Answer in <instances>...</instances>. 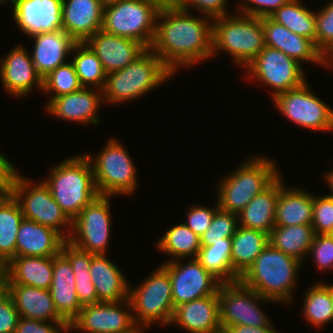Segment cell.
Segmentation results:
<instances>
[{"mask_svg": "<svg viewBox=\"0 0 333 333\" xmlns=\"http://www.w3.org/2000/svg\"><path fill=\"white\" fill-rule=\"evenodd\" d=\"M85 43L97 55L107 74L125 68L147 50L134 39L109 34L103 30L90 36Z\"/></svg>", "mask_w": 333, "mask_h": 333, "instance_id": "cell-20", "label": "cell"}, {"mask_svg": "<svg viewBox=\"0 0 333 333\" xmlns=\"http://www.w3.org/2000/svg\"><path fill=\"white\" fill-rule=\"evenodd\" d=\"M71 54H74L71 62L74 64L81 85L102 90L107 73L92 49L85 42H77Z\"/></svg>", "mask_w": 333, "mask_h": 333, "instance_id": "cell-40", "label": "cell"}, {"mask_svg": "<svg viewBox=\"0 0 333 333\" xmlns=\"http://www.w3.org/2000/svg\"><path fill=\"white\" fill-rule=\"evenodd\" d=\"M135 288H129V300L133 318L141 328L150 327L156 322L170 325L174 304L172 287L168 271L160 265Z\"/></svg>", "mask_w": 333, "mask_h": 333, "instance_id": "cell-8", "label": "cell"}, {"mask_svg": "<svg viewBox=\"0 0 333 333\" xmlns=\"http://www.w3.org/2000/svg\"><path fill=\"white\" fill-rule=\"evenodd\" d=\"M143 330H146V328H138L135 332L133 333H144Z\"/></svg>", "mask_w": 333, "mask_h": 333, "instance_id": "cell-59", "label": "cell"}, {"mask_svg": "<svg viewBox=\"0 0 333 333\" xmlns=\"http://www.w3.org/2000/svg\"><path fill=\"white\" fill-rule=\"evenodd\" d=\"M99 1L105 7L107 5L117 3L118 1H121V0H99Z\"/></svg>", "mask_w": 333, "mask_h": 333, "instance_id": "cell-57", "label": "cell"}, {"mask_svg": "<svg viewBox=\"0 0 333 333\" xmlns=\"http://www.w3.org/2000/svg\"><path fill=\"white\" fill-rule=\"evenodd\" d=\"M231 240V266L241 277L269 244V234L261 230L238 226Z\"/></svg>", "mask_w": 333, "mask_h": 333, "instance_id": "cell-32", "label": "cell"}, {"mask_svg": "<svg viewBox=\"0 0 333 333\" xmlns=\"http://www.w3.org/2000/svg\"><path fill=\"white\" fill-rule=\"evenodd\" d=\"M239 226L238 215L222 209L215 212L210 227L200 236L201 246L218 242L223 238H232Z\"/></svg>", "mask_w": 333, "mask_h": 333, "instance_id": "cell-42", "label": "cell"}, {"mask_svg": "<svg viewBox=\"0 0 333 333\" xmlns=\"http://www.w3.org/2000/svg\"><path fill=\"white\" fill-rule=\"evenodd\" d=\"M238 4V13L254 16V17H269L275 10L279 9L284 4L291 0H240ZM247 2V3H246ZM246 3V4H244Z\"/></svg>", "mask_w": 333, "mask_h": 333, "instance_id": "cell-48", "label": "cell"}, {"mask_svg": "<svg viewBox=\"0 0 333 333\" xmlns=\"http://www.w3.org/2000/svg\"><path fill=\"white\" fill-rule=\"evenodd\" d=\"M156 3L160 8L178 6L180 0H149Z\"/></svg>", "mask_w": 333, "mask_h": 333, "instance_id": "cell-54", "label": "cell"}, {"mask_svg": "<svg viewBox=\"0 0 333 333\" xmlns=\"http://www.w3.org/2000/svg\"><path fill=\"white\" fill-rule=\"evenodd\" d=\"M275 161L262 156H254L241 163L219 181L217 202L219 208L238 214L254 196L268 188L281 173Z\"/></svg>", "mask_w": 333, "mask_h": 333, "instance_id": "cell-6", "label": "cell"}, {"mask_svg": "<svg viewBox=\"0 0 333 333\" xmlns=\"http://www.w3.org/2000/svg\"><path fill=\"white\" fill-rule=\"evenodd\" d=\"M30 38L34 40L32 54L30 53L32 62L42 78L67 63L69 59L66 57L77 43L63 29L36 34Z\"/></svg>", "mask_w": 333, "mask_h": 333, "instance_id": "cell-24", "label": "cell"}, {"mask_svg": "<svg viewBox=\"0 0 333 333\" xmlns=\"http://www.w3.org/2000/svg\"><path fill=\"white\" fill-rule=\"evenodd\" d=\"M232 240L223 238L211 245L201 246L197 260L222 283L235 282L240 276L232 269L230 254Z\"/></svg>", "mask_w": 333, "mask_h": 333, "instance_id": "cell-37", "label": "cell"}, {"mask_svg": "<svg viewBox=\"0 0 333 333\" xmlns=\"http://www.w3.org/2000/svg\"><path fill=\"white\" fill-rule=\"evenodd\" d=\"M110 198L99 195L86 205L72 220L67 241L93 255H107L112 225Z\"/></svg>", "mask_w": 333, "mask_h": 333, "instance_id": "cell-13", "label": "cell"}, {"mask_svg": "<svg viewBox=\"0 0 333 333\" xmlns=\"http://www.w3.org/2000/svg\"><path fill=\"white\" fill-rule=\"evenodd\" d=\"M90 277L99 302H121L129 298L131 285L106 254H92Z\"/></svg>", "mask_w": 333, "mask_h": 333, "instance_id": "cell-27", "label": "cell"}, {"mask_svg": "<svg viewBox=\"0 0 333 333\" xmlns=\"http://www.w3.org/2000/svg\"><path fill=\"white\" fill-rule=\"evenodd\" d=\"M0 60V81L13 97H25L33 88L43 89V78L38 74L31 55L23 45L13 47Z\"/></svg>", "mask_w": 333, "mask_h": 333, "instance_id": "cell-17", "label": "cell"}, {"mask_svg": "<svg viewBox=\"0 0 333 333\" xmlns=\"http://www.w3.org/2000/svg\"><path fill=\"white\" fill-rule=\"evenodd\" d=\"M49 291L58 314L70 325L82 306L77 299L73 269L61 253L53 256V279Z\"/></svg>", "mask_w": 333, "mask_h": 333, "instance_id": "cell-26", "label": "cell"}, {"mask_svg": "<svg viewBox=\"0 0 333 333\" xmlns=\"http://www.w3.org/2000/svg\"><path fill=\"white\" fill-rule=\"evenodd\" d=\"M249 81L253 78L272 88L271 98L302 86L307 80L297 60L280 50L265 48L245 67Z\"/></svg>", "mask_w": 333, "mask_h": 333, "instance_id": "cell-12", "label": "cell"}, {"mask_svg": "<svg viewBox=\"0 0 333 333\" xmlns=\"http://www.w3.org/2000/svg\"><path fill=\"white\" fill-rule=\"evenodd\" d=\"M309 254L319 270L333 269V234H315Z\"/></svg>", "mask_w": 333, "mask_h": 333, "instance_id": "cell-45", "label": "cell"}, {"mask_svg": "<svg viewBox=\"0 0 333 333\" xmlns=\"http://www.w3.org/2000/svg\"><path fill=\"white\" fill-rule=\"evenodd\" d=\"M332 300H333V284H332Z\"/></svg>", "mask_w": 333, "mask_h": 333, "instance_id": "cell-60", "label": "cell"}, {"mask_svg": "<svg viewBox=\"0 0 333 333\" xmlns=\"http://www.w3.org/2000/svg\"><path fill=\"white\" fill-rule=\"evenodd\" d=\"M104 6L99 0H62V26L76 42L102 30Z\"/></svg>", "mask_w": 333, "mask_h": 333, "instance_id": "cell-23", "label": "cell"}, {"mask_svg": "<svg viewBox=\"0 0 333 333\" xmlns=\"http://www.w3.org/2000/svg\"><path fill=\"white\" fill-rule=\"evenodd\" d=\"M131 310L129 298L121 302H98L83 306L69 325V332L74 329L84 333H133L139 327Z\"/></svg>", "mask_w": 333, "mask_h": 333, "instance_id": "cell-15", "label": "cell"}, {"mask_svg": "<svg viewBox=\"0 0 333 333\" xmlns=\"http://www.w3.org/2000/svg\"><path fill=\"white\" fill-rule=\"evenodd\" d=\"M92 157L87 154L94 173L97 191L102 196L132 195L137 189V169L128 151L118 139L110 138Z\"/></svg>", "mask_w": 333, "mask_h": 333, "instance_id": "cell-7", "label": "cell"}, {"mask_svg": "<svg viewBox=\"0 0 333 333\" xmlns=\"http://www.w3.org/2000/svg\"><path fill=\"white\" fill-rule=\"evenodd\" d=\"M9 284L49 290L53 279V256H16L7 264Z\"/></svg>", "mask_w": 333, "mask_h": 333, "instance_id": "cell-31", "label": "cell"}, {"mask_svg": "<svg viewBox=\"0 0 333 333\" xmlns=\"http://www.w3.org/2000/svg\"><path fill=\"white\" fill-rule=\"evenodd\" d=\"M162 266L169 273L174 308L195 299L217 294L222 283L196 258H190L187 264L181 263L178 259L166 261Z\"/></svg>", "mask_w": 333, "mask_h": 333, "instance_id": "cell-16", "label": "cell"}, {"mask_svg": "<svg viewBox=\"0 0 333 333\" xmlns=\"http://www.w3.org/2000/svg\"><path fill=\"white\" fill-rule=\"evenodd\" d=\"M160 7L149 0H121L103 9L102 30L134 39L150 49Z\"/></svg>", "mask_w": 333, "mask_h": 333, "instance_id": "cell-9", "label": "cell"}, {"mask_svg": "<svg viewBox=\"0 0 333 333\" xmlns=\"http://www.w3.org/2000/svg\"><path fill=\"white\" fill-rule=\"evenodd\" d=\"M82 88L74 64L70 60L43 78L42 92L51 94L48 102L53 98L77 92Z\"/></svg>", "mask_w": 333, "mask_h": 333, "instance_id": "cell-41", "label": "cell"}, {"mask_svg": "<svg viewBox=\"0 0 333 333\" xmlns=\"http://www.w3.org/2000/svg\"><path fill=\"white\" fill-rule=\"evenodd\" d=\"M18 173L14 175L11 194L18 201L24 218L58 231L67 240L72 220L53 199L50 188L44 181L35 184Z\"/></svg>", "mask_w": 333, "mask_h": 333, "instance_id": "cell-10", "label": "cell"}, {"mask_svg": "<svg viewBox=\"0 0 333 333\" xmlns=\"http://www.w3.org/2000/svg\"><path fill=\"white\" fill-rule=\"evenodd\" d=\"M160 252L171 256V260L197 258L201 248L200 237L184 222L170 227L156 243Z\"/></svg>", "mask_w": 333, "mask_h": 333, "instance_id": "cell-36", "label": "cell"}, {"mask_svg": "<svg viewBox=\"0 0 333 333\" xmlns=\"http://www.w3.org/2000/svg\"><path fill=\"white\" fill-rule=\"evenodd\" d=\"M279 192L280 176L268 188L254 196L244 209L237 214L239 226L270 234L275 227Z\"/></svg>", "mask_w": 333, "mask_h": 333, "instance_id": "cell-30", "label": "cell"}, {"mask_svg": "<svg viewBox=\"0 0 333 333\" xmlns=\"http://www.w3.org/2000/svg\"><path fill=\"white\" fill-rule=\"evenodd\" d=\"M172 75L162 60L147 49L125 68L108 73L102 89L104 103L118 104L143 97Z\"/></svg>", "mask_w": 333, "mask_h": 333, "instance_id": "cell-4", "label": "cell"}, {"mask_svg": "<svg viewBox=\"0 0 333 333\" xmlns=\"http://www.w3.org/2000/svg\"><path fill=\"white\" fill-rule=\"evenodd\" d=\"M67 333L68 323L45 322L20 317L15 333Z\"/></svg>", "mask_w": 333, "mask_h": 333, "instance_id": "cell-49", "label": "cell"}, {"mask_svg": "<svg viewBox=\"0 0 333 333\" xmlns=\"http://www.w3.org/2000/svg\"><path fill=\"white\" fill-rule=\"evenodd\" d=\"M280 175V192L276 204L275 226L311 225L313 194L306 189L283 184Z\"/></svg>", "mask_w": 333, "mask_h": 333, "instance_id": "cell-29", "label": "cell"}, {"mask_svg": "<svg viewBox=\"0 0 333 333\" xmlns=\"http://www.w3.org/2000/svg\"><path fill=\"white\" fill-rule=\"evenodd\" d=\"M191 12L174 6L161 8L157 15L150 49L174 74L181 67L189 68L212 58L213 19L196 17Z\"/></svg>", "mask_w": 333, "mask_h": 333, "instance_id": "cell-1", "label": "cell"}, {"mask_svg": "<svg viewBox=\"0 0 333 333\" xmlns=\"http://www.w3.org/2000/svg\"><path fill=\"white\" fill-rule=\"evenodd\" d=\"M332 66H333V51L326 57V67L332 68Z\"/></svg>", "mask_w": 333, "mask_h": 333, "instance_id": "cell-56", "label": "cell"}, {"mask_svg": "<svg viewBox=\"0 0 333 333\" xmlns=\"http://www.w3.org/2000/svg\"><path fill=\"white\" fill-rule=\"evenodd\" d=\"M65 241L58 231L23 218L17 233L16 256H56Z\"/></svg>", "mask_w": 333, "mask_h": 333, "instance_id": "cell-25", "label": "cell"}, {"mask_svg": "<svg viewBox=\"0 0 333 333\" xmlns=\"http://www.w3.org/2000/svg\"><path fill=\"white\" fill-rule=\"evenodd\" d=\"M315 236L311 225L275 226L269 234V243L284 254L303 263L309 254Z\"/></svg>", "mask_w": 333, "mask_h": 333, "instance_id": "cell-35", "label": "cell"}, {"mask_svg": "<svg viewBox=\"0 0 333 333\" xmlns=\"http://www.w3.org/2000/svg\"><path fill=\"white\" fill-rule=\"evenodd\" d=\"M218 297L222 331L233 325L264 327L272 324L260 307L262 306L260 302L275 303L276 301L260 296L240 280L221 283Z\"/></svg>", "mask_w": 333, "mask_h": 333, "instance_id": "cell-11", "label": "cell"}, {"mask_svg": "<svg viewBox=\"0 0 333 333\" xmlns=\"http://www.w3.org/2000/svg\"><path fill=\"white\" fill-rule=\"evenodd\" d=\"M16 172L15 165L0 152V196L11 193L12 181Z\"/></svg>", "mask_w": 333, "mask_h": 333, "instance_id": "cell-51", "label": "cell"}, {"mask_svg": "<svg viewBox=\"0 0 333 333\" xmlns=\"http://www.w3.org/2000/svg\"><path fill=\"white\" fill-rule=\"evenodd\" d=\"M311 226L315 234H333V198L313 195Z\"/></svg>", "mask_w": 333, "mask_h": 333, "instance_id": "cell-44", "label": "cell"}, {"mask_svg": "<svg viewBox=\"0 0 333 333\" xmlns=\"http://www.w3.org/2000/svg\"><path fill=\"white\" fill-rule=\"evenodd\" d=\"M7 1H10L12 5L14 4V0H0V4H7Z\"/></svg>", "mask_w": 333, "mask_h": 333, "instance_id": "cell-58", "label": "cell"}, {"mask_svg": "<svg viewBox=\"0 0 333 333\" xmlns=\"http://www.w3.org/2000/svg\"><path fill=\"white\" fill-rule=\"evenodd\" d=\"M13 18L28 37L63 29L62 0H14Z\"/></svg>", "mask_w": 333, "mask_h": 333, "instance_id": "cell-18", "label": "cell"}, {"mask_svg": "<svg viewBox=\"0 0 333 333\" xmlns=\"http://www.w3.org/2000/svg\"><path fill=\"white\" fill-rule=\"evenodd\" d=\"M265 48L262 18L238 13L212 21V57L229 53L235 65L246 67Z\"/></svg>", "mask_w": 333, "mask_h": 333, "instance_id": "cell-5", "label": "cell"}, {"mask_svg": "<svg viewBox=\"0 0 333 333\" xmlns=\"http://www.w3.org/2000/svg\"><path fill=\"white\" fill-rule=\"evenodd\" d=\"M49 173L43 181L50 188L53 199L71 220L100 195L92 164L86 154L62 160Z\"/></svg>", "mask_w": 333, "mask_h": 333, "instance_id": "cell-3", "label": "cell"}, {"mask_svg": "<svg viewBox=\"0 0 333 333\" xmlns=\"http://www.w3.org/2000/svg\"><path fill=\"white\" fill-rule=\"evenodd\" d=\"M269 18L315 43L316 12L304 6L300 0H291L284 4L269 15Z\"/></svg>", "mask_w": 333, "mask_h": 333, "instance_id": "cell-38", "label": "cell"}, {"mask_svg": "<svg viewBox=\"0 0 333 333\" xmlns=\"http://www.w3.org/2000/svg\"><path fill=\"white\" fill-rule=\"evenodd\" d=\"M225 333H279L273 324L264 327H252L246 325H233L224 330Z\"/></svg>", "mask_w": 333, "mask_h": 333, "instance_id": "cell-52", "label": "cell"}, {"mask_svg": "<svg viewBox=\"0 0 333 333\" xmlns=\"http://www.w3.org/2000/svg\"><path fill=\"white\" fill-rule=\"evenodd\" d=\"M227 3L228 0H180L178 6L189 12L194 8L199 14L201 12L202 15L215 19L229 15Z\"/></svg>", "mask_w": 333, "mask_h": 333, "instance_id": "cell-47", "label": "cell"}, {"mask_svg": "<svg viewBox=\"0 0 333 333\" xmlns=\"http://www.w3.org/2000/svg\"><path fill=\"white\" fill-rule=\"evenodd\" d=\"M315 46L325 58L333 51V0L316 12Z\"/></svg>", "mask_w": 333, "mask_h": 333, "instance_id": "cell-43", "label": "cell"}, {"mask_svg": "<svg viewBox=\"0 0 333 333\" xmlns=\"http://www.w3.org/2000/svg\"><path fill=\"white\" fill-rule=\"evenodd\" d=\"M302 265L301 261L269 243L239 280L260 296L276 301L277 305L291 304Z\"/></svg>", "mask_w": 333, "mask_h": 333, "instance_id": "cell-2", "label": "cell"}, {"mask_svg": "<svg viewBox=\"0 0 333 333\" xmlns=\"http://www.w3.org/2000/svg\"><path fill=\"white\" fill-rule=\"evenodd\" d=\"M9 294V274L6 264H0V301Z\"/></svg>", "mask_w": 333, "mask_h": 333, "instance_id": "cell-53", "label": "cell"}, {"mask_svg": "<svg viewBox=\"0 0 333 333\" xmlns=\"http://www.w3.org/2000/svg\"><path fill=\"white\" fill-rule=\"evenodd\" d=\"M24 216L12 194L0 196V264L16 257L18 228Z\"/></svg>", "mask_w": 333, "mask_h": 333, "instance_id": "cell-34", "label": "cell"}, {"mask_svg": "<svg viewBox=\"0 0 333 333\" xmlns=\"http://www.w3.org/2000/svg\"><path fill=\"white\" fill-rule=\"evenodd\" d=\"M102 102V103H101ZM102 90L83 87L81 90L51 99L46 112L73 123L98 125V108L103 104ZM97 112V113H96Z\"/></svg>", "mask_w": 333, "mask_h": 333, "instance_id": "cell-19", "label": "cell"}, {"mask_svg": "<svg viewBox=\"0 0 333 333\" xmlns=\"http://www.w3.org/2000/svg\"><path fill=\"white\" fill-rule=\"evenodd\" d=\"M325 180L327 181V185L330 187L331 194L329 193L328 196L333 198V170L329 171L327 174H325Z\"/></svg>", "mask_w": 333, "mask_h": 333, "instance_id": "cell-55", "label": "cell"}, {"mask_svg": "<svg viewBox=\"0 0 333 333\" xmlns=\"http://www.w3.org/2000/svg\"><path fill=\"white\" fill-rule=\"evenodd\" d=\"M216 207H207L202 205H193L191 209L188 210V216L184 224L189 227L195 234L199 237L206 231L211 225L215 212L219 209L218 202Z\"/></svg>", "mask_w": 333, "mask_h": 333, "instance_id": "cell-46", "label": "cell"}, {"mask_svg": "<svg viewBox=\"0 0 333 333\" xmlns=\"http://www.w3.org/2000/svg\"><path fill=\"white\" fill-rule=\"evenodd\" d=\"M61 254L70 262L73 269L77 299L81 306L98 303V296L90 277L92 254L67 240L62 245Z\"/></svg>", "mask_w": 333, "mask_h": 333, "instance_id": "cell-33", "label": "cell"}, {"mask_svg": "<svg viewBox=\"0 0 333 333\" xmlns=\"http://www.w3.org/2000/svg\"><path fill=\"white\" fill-rule=\"evenodd\" d=\"M19 318L14 301L8 294L0 301V333H15Z\"/></svg>", "mask_w": 333, "mask_h": 333, "instance_id": "cell-50", "label": "cell"}, {"mask_svg": "<svg viewBox=\"0 0 333 333\" xmlns=\"http://www.w3.org/2000/svg\"><path fill=\"white\" fill-rule=\"evenodd\" d=\"M287 119L314 131H333V109L317 97L306 81L302 86L278 94L272 99Z\"/></svg>", "mask_w": 333, "mask_h": 333, "instance_id": "cell-14", "label": "cell"}, {"mask_svg": "<svg viewBox=\"0 0 333 333\" xmlns=\"http://www.w3.org/2000/svg\"><path fill=\"white\" fill-rule=\"evenodd\" d=\"M302 309L304 318L318 329L332 322V284L318 282L308 287Z\"/></svg>", "mask_w": 333, "mask_h": 333, "instance_id": "cell-39", "label": "cell"}, {"mask_svg": "<svg viewBox=\"0 0 333 333\" xmlns=\"http://www.w3.org/2000/svg\"><path fill=\"white\" fill-rule=\"evenodd\" d=\"M265 46L277 49L302 62L315 63L326 66V58L317 49L312 39L298 35L269 17H262Z\"/></svg>", "mask_w": 333, "mask_h": 333, "instance_id": "cell-21", "label": "cell"}, {"mask_svg": "<svg viewBox=\"0 0 333 333\" xmlns=\"http://www.w3.org/2000/svg\"><path fill=\"white\" fill-rule=\"evenodd\" d=\"M171 324L180 326L189 333L222 332L218 293L178 305Z\"/></svg>", "mask_w": 333, "mask_h": 333, "instance_id": "cell-22", "label": "cell"}, {"mask_svg": "<svg viewBox=\"0 0 333 333\" xmlns=\"http://www.w3.org/2000/svg\"><path fill=\"white\" fill-rule=\"evenodd\" d=\"M12 297L19 316L45 322L67 323L57 312L50 291L47 289L9 284Z\"/></svg>", "mask_w": 333, "mask_h": 333, "instance_id": "cell-28", "label": "cell"}]
</instances>
